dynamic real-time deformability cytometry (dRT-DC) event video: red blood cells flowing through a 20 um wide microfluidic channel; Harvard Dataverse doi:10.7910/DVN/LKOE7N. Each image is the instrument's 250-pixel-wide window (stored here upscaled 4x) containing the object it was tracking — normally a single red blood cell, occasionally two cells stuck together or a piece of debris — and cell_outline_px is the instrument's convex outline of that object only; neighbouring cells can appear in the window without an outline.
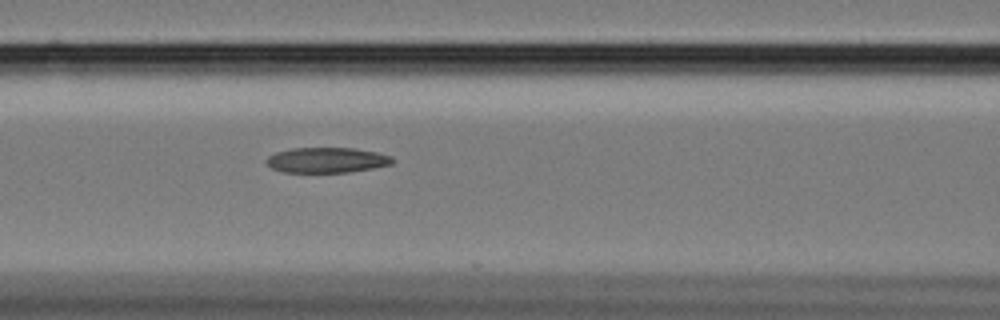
{"species": "Egyptian fruit bat (a non-hibernating species)", "species_latin": "Rousettus aegyptiacus", "temperature_condition": "cold", "stored_images_in_passage": 58, "camera_frame_rate_fps": 3000, "um_per_image_px": 0.085, "animal": {"sex": "female"}, "frame": {"image": 1, "passage_image": 25, "time_ms": 8.0, "image_size_px": [1000, 320], "cell_outline_px": [[396, 160], [392, 164], [372, 168], [348, 172], [284, 172], [272, 168], [264, 160], [268, 156], [276, 152], [292, 148], [356, 148], [376, 152], [392, 156]], "centroid_in_image_um": [27.79, 13.6], "position_along_channel_um": 138.8, "area_um2": 18.61}}
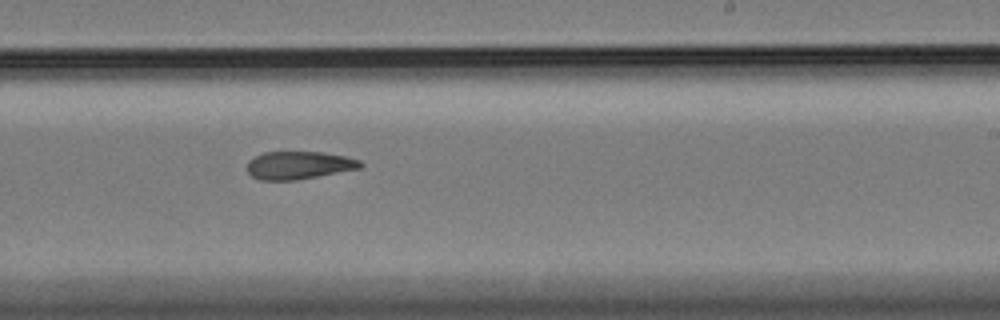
{"frame": {"image": 2, "passage_image": 36, "time_ms": 11.667, "image_size_px": [1000, 320], "cell_outline_px": [[364, 164], [360, 168], [296, 180], [260, 180], [252, 176], [248, 172], [248, 160], [252, 156], [264, 152], [320, 152], [344, 156], [360, 160]], "centroid_in_image_um": [25.37, 14.04], "position_along_channel_um": 263.6, "area_um2": 18.32}}
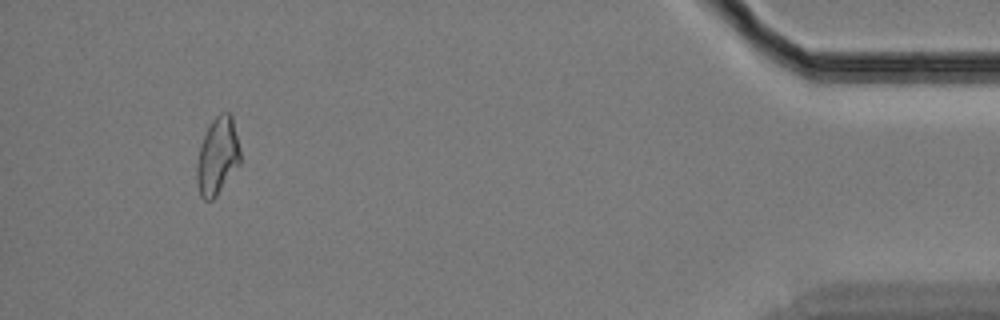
{"frame": {"image": 3, "passage_image": 55, "time_ms": 18.0, "image_size_px": [1000, 320], "cell_outline_px": [[240, 164], [216, 196], [212, 200], [204, 200], [200, 196], [196, 180], [196, 164], [200, 144], [212, 120], [220, 112], [232, 112], [240, 148]], "centroid_in_image_um": [18.49, 13.26], "position_along_channel_um": 416.7, "area_um2": 19.83}, "authors_computed_cell_mechanics": {"area_um2": 19.6809, "velocity_mm_per_s": 3.4139, "shape_relaxation_time_tau1_ms": null, "shape_relaxation_time_tau2_ms": 3.0581, "deformation_change_tau1": null, "deformation_change_tau2": 0.1022}}